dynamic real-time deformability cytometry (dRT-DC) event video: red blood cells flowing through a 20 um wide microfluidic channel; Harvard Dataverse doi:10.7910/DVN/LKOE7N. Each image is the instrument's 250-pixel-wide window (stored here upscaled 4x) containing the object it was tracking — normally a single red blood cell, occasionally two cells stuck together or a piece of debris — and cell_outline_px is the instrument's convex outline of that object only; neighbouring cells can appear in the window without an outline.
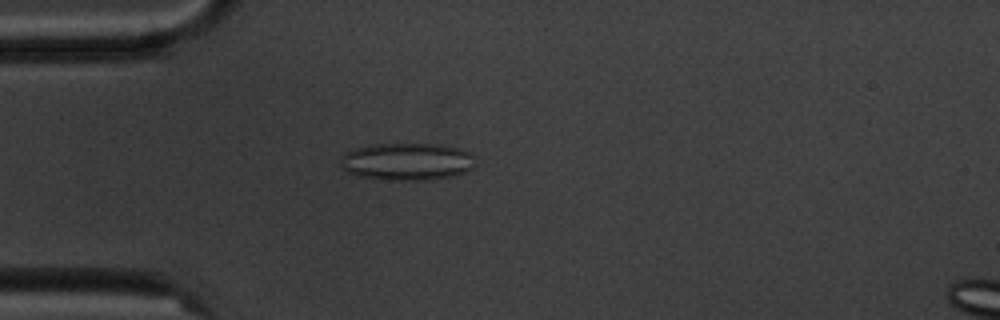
{"species": "common noctule bat (a hibernating species)", "species_latin": "Nyctalus noctula", "temperature_condition": "cold", "stored_images_in_passage": 6, "camera_frame_rate_fps": 3000, "um_per_image_px": 0.085, "animal": {"sex": "male", "body_mass_g": 20.1, "forearm_length_mm": 53.5}, "frame": {"image": 1, "passage_image": 5, "time_ms": 4.667, "image_size_px": [1000, 320], "cell_outline_px": [[476, 164], [472, 168], [464, 172], [452, 176], [428, 180], [388, 180], [360, 176], [348, 172], [340, 168], [340, 156], [344, 152], [356, 148], [376, 144], [440, 144], [460, 148], [468, 152], [472, 156]], "centroid_in_image_um": [34.57, 13.73], "position_along_channel_um": 50.4, "area_um2": 29.54}}